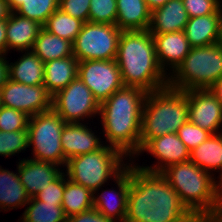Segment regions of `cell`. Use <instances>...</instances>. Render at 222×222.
<instances>
[{"instance_id":"obj_1","label":"cell","mask_w":222,"mask_h":222,"mask_svg":"<svg viewBox=\"0 0 222 222\" xmlns=\"http://www.w3.org/2000/svg\"><path fill=\"white\" fill-rule=\"evenodd\" d=\"M131 183L124 222H189L192 213L161 172L141 169L131 160Z\"/></svg>"},{"instance_id":"obj_2","label":"cell","mask_w":222,"mask_h":222,"mask_svg":"<svg viewBox=\"0 0 222 222\" xmlns=\"http://www.w3.org/2000/svg\"><path fill=\"white\" fill-rule=\"evenodd\" d=\"M147 92L123 86L100 104L99 118L104 144L132 160L140 151L141 117ZM103 134V135H102Z\"/></svg>"},{"instance_id":"obj_3","label":"cell","mask_w":222,"mask_h":222,"mask_svg":"<svg viewBox=\"0 0 222 222\" xmlns=\"http://www.w3.org/2000/svg\"><path fill=\"white\" fill-rule=\"evenodd\" d=\"M116 62L124 86L154 92L168 86V75L160 67L149 30L122 31Z\"/></svg>"},{"instance_id":"obj_4","label":"cell","mask_w":222,"mask_h":222,"mask_svg":"<svg viewBox=\"0 0 222 222\" xmlns=\"http://www.w3.org/2000/svg\"><path fill=\"white\" fill-rule=\"evenodd\" d=\"M189 120L187 95L169 86L146 95L142 117L140 149L153 138L177 133Z\"/></svg>"},{"instance_id":"obj_5","label":"cell","mask_w":222,"mask_h":222,"mask_svg":"<svg viewBox=\"0 0 222 222\" xmlns=\"http://www.w3.org/2000/svg\"><path fill=\"white\" fill-rule=\"evenodd\" d=\"M161 173L192 214L219 211L216 178L211 173L190 160L170 165Z\"/></svg>"},{"instance_id":"obj_6","label":"cell","mask_w":222,"mask_h":222,"mask_svg":"<svg viewBox=\"0 0 222 222\" xmlns=\"http://www.w3.org/2000/svg\"><path fill=\"white\" fill-rule=\"evenodd\" d=\"M130 159L119 149L104 144L96 151L67 160V178L92 192L117 178L128 166Z\"/></svg>"},{"instance_id":"obj_7","label":"cell","mask_w":222,"mask_h":222,"mask_svg":"<svg viewBox=\"0 0 222 222\" xmlns=\"http://www.w3.org/2000/svg\"><path fill=\"white\" fill-rule=\"evenodd\" d=\"M222 77V47H191L186 58L168 76V86L175 90L208 89Z\"/></svg>"},{"instance_id":"obj_8","label":"cell","mask_w":222,"mask_h":222,"mask_svg":"<svg viewBox=\"0 0 222 222\" xmlns=\"http://www.w3.org/2000/svg\"><path fill=\"white\" fill-rule=\"evenodd\" d=\"M65 121L53 110L38 113L29 118L28 145L32 156L29 158L43 162H53L63 169L66 165L61 143Z\"/></svg>"},{"instance_id":"obj_9","label":"cell","mask_w":222,"mask_h":222,"mask_svg":"<svg viewBox=\"0 0 222 222\" xmlns=\"http://www.w3.org/2000/svg\"><path fill=\"white\" fill-rule=\"evenodd\" d=\"M121 32L116 25L85 22L73 43V56L78 61L116 59Z\"/></svg>"},{"instance_id":"obj_10","label":"cell","mask_w":222,"mask_h":222,"mask_svg":"<svg viewBox=\"0 0 222 222\" xmlns=\"http://www.w3.org/2000/svg\"><path fill=\"white\" fill-rule=\"evenodd\" d=\"M52 109L66 123H89L93 118H99L100 104L77 77L52 96Z\"/></svg>"},{"instance_id":"obj_11","label":"cell","mask_w":222,"mask_h":222,"mask_svg":"<svg viewBox=\"0 0 222 222\" xmlns=\"http://www.w3.org/2000/svg\"><path fill=\"white\" fill-rule=\"evenodd\" d=\"M78 77L91 90L99 104L124 86L115 59L79 61Z\"/></svg>"},{"instance_id":"obj_12","label":"cell","mask_w":222,"mask_h":222,"mask_svg":"<svg viewBox=\"0 0 222 222\" xmlns=\"http://www.w3.org/2000/svg\"><path fill=\"white\" fill-rule=\"evenodd\" d=\"M1 104L34 116L52 109V95L44 85H26L8 80L0 89Z\"/></svg>"},{"instance_id":"obj_13","label":"cell","mask_w":222,"mask_h":222,"mask_svg":"<svg viewBox=\"0 0 222 222\" xmlns=\"http://www.w3.org/2000/svg\"><path fill=\"white\" fill-rule=\"evenodd\" d=\"M146 152L149 153L150 159L153 157L156 161H153L149 166L148 164L139 165L136 161ZM137 158V159H136ZM190 151L180 140L176 133H170L157 138L150 139L138 152V154L132 159L137 167L152 171L162 172L168 166L189 161ZM136 160V161H135ZM144 165V166H143Z\"/></svg>"},{"instance_id":"obj_14","label":"cell","mask_w":222,"mask_h":222,"mask_svg":"<svg viewBox=\"0 0 222 222\" xmlns=\"http://www.w3.org/2000/svg\"><path fill=\"white\" fill-rule=\"evenodd\" d=\"M184 92L189 121L212 134L222 133V105L211 90L190 89Z\"/></svg>"},{"instance_id":"obj_15","label":"cell","mask_w":222,"mask_h":222,"mask_svg":"<svg viewBox=\"0 0 222 222\" xmlns=\"http://www.w3.org/2000/svg\"><path fill=\"white\" fill-rule=\"evenodd\" d=\"M112 182L114 184H110L115 185V188L103 189L105 185H102L93 192V207L115 222H124L127 215L128 190L131 183L129 164Z\"/></svg>"},{"instance_id":"obj_16","label":"cell","mask_w":222,"mask_h":222,"mask_svg":"<svg viewBox=\"0 0 222 222\" xmlns=\"http://www.w3.org/2000/svg\"><path fill=\"white\" fill-rule=\"evenodd\" d=\"M95 131L91 122L65 123L60 140L66 162L72 157L96 151L104 145V138H100L101 131L99 135Z\"/></svg>"},{"instance_id":"obj_17","label":"cell","mask_w":222,"mask_h":222,"mask_svg":"<svg viewBox=\"0 0 222 222\" xmlns=\"http://www.w3.org/2000/svg\"><path fill=\"white\" fill-rule=\"evenodd\" d=\"M152 38L158 63L169 76L190 52L191 46L185 32L152 34Z\"/></svg>"},{"instance_id":"obj_18","label":"cell","mask_w":222,"mask_h":222,"mask_svg":"<svg viewBox=\"0 0 222 222\" xmlns=\"http://www.w3.org/2000/svg\"><path fill=\"white\" fill-rule=\"evenodd\" d=\"M26 158L20 160L18 157L17 171L28 196L33 198L44 190L63 171V168L53 162Z\"/></svg>"},{"instance_id":"obj_19","label":"cell","mask_w":222,"mask_h":222,"mask_svg":"<svg viewBox=\"0 0 222 222\" xmlns=\"http://www.w3.org/2000/svg\"><path fill=\"white\" fill-rule=\"evenodd\" d=\"M42 28L38 22L10 12L6 19V55L12 53L10 50L31 51Z\"/></svg>"},{"instance_id":"obj_20","label":"cell","mask_w":222,"mask_h":222,"mask_svg":"<svg viewBox=\"0 0 222 222\" xmlns=\"http://www.w3.org/2000/svg\"><path fill=\"white\" fill-rule=\"evenodd\" d=\"M222 22V7L214 14L189 18L184 32L191 47L218 43Z\"/></svg>"},{"instance_id":"obj_21","label":"cell","mask_w":222,"mask_h":222,"mask_svg":"<svg viewBox=\"0 0 222 222\" xmlns=\"http://www.w3.org/2000/svg\"><path fill=\"white\" fill-rule=\"evenodd\" d=\"M189 20L182 0H169L164 6L156 8L151 13L149 32L164 34L184 31Z\"/></svg>"},{"instance_id":"obj_22","label":"cell","mask_w":222,"mask_h":222,"mask_svg":"<svg viewBox=\"0 0 222 222\" xmlns=\"http://www.w3.org/2000/svg\"><path fill=\"white\" fill-rule=\"evenodd\" d=\"M116 26L122 31L149 30L152 11L145 0H116Z\"/></svg>"},{"instance_id":"obj_23","label":"cell","mask_w":222,"mask_h":222,"mask_svg":"<svg viewBox=\"0 0 222 222\" xmlns=\"http://www.w3.org/2000/svg\"><path fill=\"white\" fill-rule=\"evenodd\" d=\"M18 59H8L9 79L30 86L43 85L44 62L32 51H19Z\"/></svg>"},{"instance_id":"obj_24","label":"cell","mask_w":222,"mask_h":222,"mask_svg":"<svg viewBox=\"0 0 222 222\" xmlns=\"http://www.w3.org/2000/svg\"><path fill=\"white\" fill-rule=\"evenodd\" d=\"M15 171L0 165V212L22 209L30 200L20 181L17 166Z\"/></svg>"},{"instance_id":"obj_25","label":"cell","mask_w":222,"mask_h":222,"mask_svg":"<svg viewBox=\"0 0 222 222\" xmlns=\"http://www.w3.org/2000/svg\"><path fill=\"white\" fill-rule=\"evenodd\" d=\"M79 61L72 55L44 63V83L53 96L78 77Z\"/></svg>"},{"instance_id":"obj_26","label":"cell","mask_w":222,"mask_h":222,"mask_svg":"<svg viewBox=\"0 0 222 222\" xmlns=\"http://www.w3.org/2000/svg\"><path fill=\"white\" fill-rule=\"evenodd\" d=\"M190 161L215 178L222 172V133L212 134L190 152Z\"/></svg>"},{"instance_id":"obj_27","label":"cell","mask_w":222,"mask_h":222,"mask_svg":"<svg viewBox=\"0 0 222 222\" xmlns=\"http://www.w3.org/2000/svg\"><path fill=\"white\" fill-rule=\"evenodd\" d=\"M44 63L73 55V43L50 34L44 28L39 31L38 37L31 49Z\"/></svg>"},{"instance_id":"obj_28","label":"cell","mask_w":222,"mask_h":222,"mask_svg":"<svg viewBox=\"0 0 222 222\" xmlns=\"http://www.w3.org/2000/svg\"><path fill=\"white\" fill-rule=\"evenodd\" d=\"M29 205V206H28ZM62 203H46L30 198L18 222H67Z\"/></svg>"},{"instance_id":"obj_29","label":"cell","mask_w":222,"mask_h":222,"mask_svg":"<svg viewBox=\"0 0 222 222\" xmlns=\"http://www.w3.org/2000/svg\"><path fill=\"white\" fill-rule=\"evenodd\" d=\"M61 206L67 217L89 210L93 207V192L70 181L65 173V190Z\"/></svg>"},{"instance_id":"obj_30","label":"cell","mask_w":222,"mask_h":222,"mask_svg":"<svg viewBox=\"0 0 222 222\" xmlns=\"http://www.w3.org/2000/svg\"><path fill=\"white\" fill-rule=\"evenodd\" d=\"M82 26L83 22L81 20L57 9L49 16L43 28L50 34L74 43Z\"/></svg>"},{"instance_id":"obj_31","label":"cell","mask_w":222,"mask_h":222,"mask_svg":"<svg viewBox=\"0 0 222 222\" xmlns=\"http://www.w3.org/2000/svg\"><path fill=\"white\" fill-rule=\"evenodd\" d=\"M57 9H59V0H24L14 12L43 26Z\"/></svg>"},{"instance_id":"obj_32","label":"cell","mask_w":222,"mask_h":222,"mask_svg":"<svg viewBox=\"0 0 222 222\" xmlns=\"http://www.w3.org/2000/svg\"><path fill=\"white\" fill-rule=\"evenodd\" d=\"M28 145V131L18 130L14 132H5L0 130V156L4 158L25 153ZM24 151V152H23Z\"/></svg>"},{"instance_id":"obj_33","label":"cell","mask_w":222,"mask_h":222,"mask_svg":"<svg viewBox=\"0 0 222 222\" xmlns=\"http://www.w3.org/2000/svg\"><path fill=\"white\" fill-rule=\"evenodd\" d=\"M116 0H90L88 21L116 25Z\"/></svg>"},{"instance_id":"obj_34","label":"cell","mask_w":222,"mask_h":222,"mask_svg":"<svg viewBox=\"0 0 222 222\" xmlns=\"http://www.w3.org/2000/svg\"><path fill=\"white\" fill-rule=\"evenodd\" d=\"M29 118L30 116L25 112L2 105L0 108V130L5 132L26 130Z\"/></svg>"},{"instance_id":"obj_35","label":"cell","mask_w":222,"mask_h":222,"mask_svg":"<svg viewBox=\"0 0 222 222\" xmlns=\"http://www.w3.org/2000/svg\"><path fill=\"white\" fill-rule=\"evenodd\" d=\"M176 134L190 152L212 135L211 132L202 129L189 120L179 128Z\"/></svg>"},{"instance_id":"obj_36","label":"cell","mask_w":222,"mask_h":222,"mask_svg":"<svg viewBox=\"0 0 222 222\" xmlns=\"http://www.w3.org/2000/svg\"><path fill=\"white\" fill-rule=\"evenodd\" d=\"M65 190L64 170L49 185L40 191L35 198L46 203H62Z\"/></svg>"},{"instance_id":"obj_37","label":"cell","mask_w":222,"mask_h":222,"mask_svg":"<svg viewBox=\"0 0 222 222\" xmlns=\"http://www.w3.org/2000/svg\"><path fill=\"white\" fill-rule=\"evenodd\" d=\"M189 18L216 13L221 7L220 0H182Z\"/></svg>"},{"instance_id":"obj_38","label":"cell","mask_w":222,"mask_h":222,"mask_svg":"<svg viewBox=\"0 0 222 222\" xmlns=\"http://www.w3.org/2000/svg\"><path fill=\"white\" fill-rule=\"evenodd\" d=\"M90 0H59V9L83 23L88 22Z\"/></svg>"},{"instance_id":"obj_39","label":"cell","mask_w":222,"mask_h":222,"mask_svg":"<svg viewBox=\"0 0 222 222\" xmlns=\"http://www.w3.org/2000/svg\"><path fill=\"white\" fill-rule=\"evenodd\" d=\"M67 222H115L99 213L94 207L82 213L68 217Z\"/></svg>"},{"instance_id":"obj_40","label":"cell","mask_w":222,"mask_h":222,"mask_svg":"<svg viewBox=\"0 0 222 222\" xmlns=\"http://www.w3.org/2000/svg\"><path fill=\"white\" fill-rule=\"evenodd\" d=\"M189 222H222V213L220 211L196 213Z\"/></svg>"},{"instance_id":"obj_41","label":"cell","mask_w":222,"mask_h":222,"mask_svg":"<svg viewBox=\"0 0 222 222\" xmlns=\"http://www.w3.org/2000/svg\"><path fill=\"white\" fill-rule=\"evenodd\" d=\"M7 57L8 55L0 54V89L9 78Z\"/></svg>"},{"instance_id":"obj_42","label":"cell","mask_w":222,"mask_h":222,"mask_svg":"<svg viewBox=\"0 0 222 222\" xmlns=\"http://www.w3.org/2000/svg\"><path fill=\"white\" fill-rule=\"evenodd\" d=\"M0 54L6 55V20L0 21Z\"/></svg>"},{"instance_id":"obj_43","label":"cell","mask_w":222,"mask_h":222,"mask_svg":"<svg viewBox=\"0 0 222 222\" xmlns=\"http://www.w3.org/2000/svg\"><path fill=\"white\" fill-rule=\"evenodd\" d=\"M211 92L217 97V100L222 105V77L218 79L210 88Z\"/></svg>"},{"instance_id":"obj_44","label":"cell","mask_w":222,"mask_h":222,"mask_svg":"<svg viewBox=\"0 0 222 222\" xmlns=\"http://www.w3.org/2000/svg\"><path fill=\"white\" fill-rule=\"evenodd\" d=\"M10 14L7 2L5 0H0V21L6 20Z\"/></svg>"},{"instance_id":"obj_45","label":"cell","mask_w":222,"mask_h":222,"mask_svg":"<svg viewBox=\"0 0 222 222\" xmlns=\"http://www.w3.org/2000/svg\"><path fill=\"white\" fill-rule=\"evenodd\" d=\"M169 0H145L148 8L153 11L156 8L164 6Z\"/></svg>"},{"instance_id":"obj_46","label":"cell","mask_w":222,"mask_h":222,"mask_svg":"<svg viewBox=\"0 0 222 222\" xmlns=\"http://www.w3.org/2000/svg\"><path fill=\"white\" fill-rule=\"evenodd\" d=\"M7 2L10 12H14L24 0H5Z\"/></svg>"},{"instance_id":"obj_47","label":"cell","mask_w":222,"mask_h":222,"mask_svg":"<svg viewBox=\"0 0 222 222\" xmlns=\"http://www.w3.org/2000/svg\"><path fill=\"white\" fill-rule=\"evenodd\" d=\"M217 193L220 202H222V172L216 177Z\"/></svg>"},{"instance_id":"obj_48","label":"cell","mask_w":222,"mask_h":222,"mask_svg":"<svg viewBox=\"0 0 222 222\" xmlns=\"http://www.w3.org/2000/svg\"><path fill=\"white\" fill-rule=\"evenodd\" d=\"M218 44L222 47V22H221V26H220V36H219Z\"/></svg>"},{"instance_id":"obj_49","label":"cell","mask_w":222,"mask_h":222,"mask_svg":"<svg viewBox=\"0 0 222 222\" xmlns=\"http://www.w3.org/2000/svg\"><path fill=\"white\" fill-rule=\"evenodd\" d=\"M219 211L222 213V202H220V208Z\"/></svg>"}]
</instances>
